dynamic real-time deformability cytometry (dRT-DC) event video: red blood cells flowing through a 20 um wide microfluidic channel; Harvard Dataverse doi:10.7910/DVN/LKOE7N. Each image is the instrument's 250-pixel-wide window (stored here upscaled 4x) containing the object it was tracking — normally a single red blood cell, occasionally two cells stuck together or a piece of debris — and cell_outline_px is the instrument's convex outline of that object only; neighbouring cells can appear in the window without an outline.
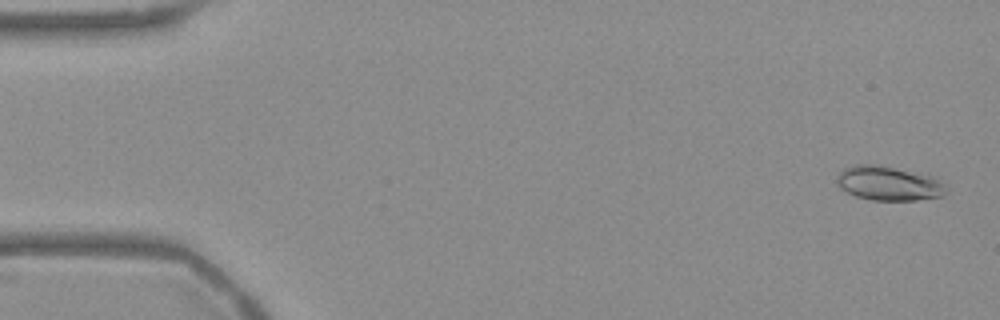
{"species": "Egyptian fruit bat (a non-hibernating species)", "species_latin": "Rousettus aegyptiacus", "temperature_condition": "warm", "stored_images_in_passage": 53, "camera_frame_rate_fps": 3000, "um_per_image_px": 0.085, "frame": {"image": 1, "passage_image": 2, "time_ms": 0.333, "image_size_px": [1000, 320], "cell_outline_px": [[948, 192], [944, 196], [916, 200], [872, 200], [856, 196], [840, 188], [836, 184], [836, 176], [844, 168], [856, 164], [880, 164], [920, 172], [932, 176], [940, 180], [944, 184]], "centroid_in_image_um": [75.55, 15.57], "position_along_channel_um": 9.4, "area_um2": 22.31}}
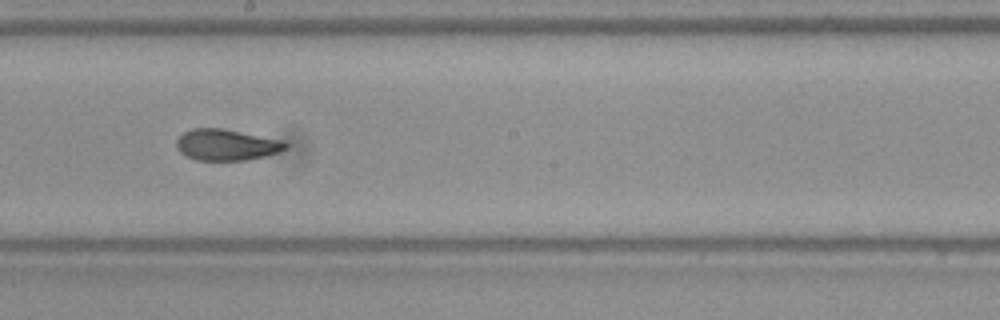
{"frame": {"image": 2, "passage_image": 30, "time_ms": 9.667, "image_size_px": [1000, 320], "cell_outline_px": [[288, 148], [280, 152], [264, 156], [244, 160], [196, 160], [180, 152], [176, 144], [176, 140], [184, 132], [192, 128], [224, 128], [284, 140], [288, 144]], "centroid_in_image_um": [19.29, 12.29], "position_along_channel_um": 228.9, "area_um2": 19.94}}
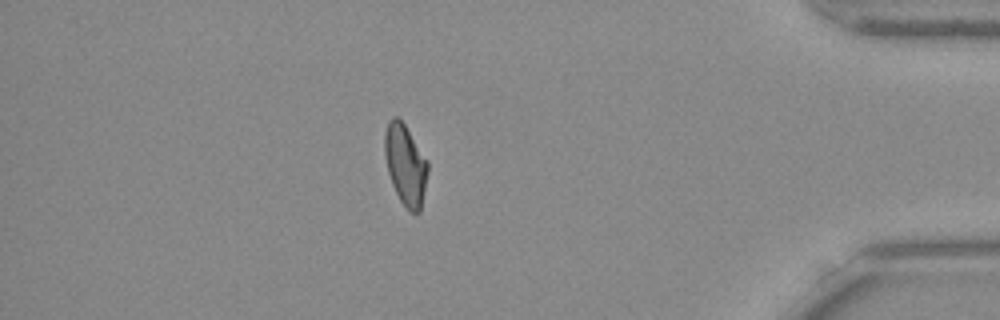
{"frame": {"image": 3, "passage_image": 47, "time_ms": 15.333, "image_size_px": [1000, 320], "cell_outline_px": [[428, 172], [420, 212], [408, 212], [400, 200], [392, 184], [388, 172], [384, 152], [384, 132], [388, 120], [392, 116], [396, 116], [404, 124], [428, 160]], "centroid_in_image_um": [34.45, 13.99], "position_along_channel_um": 400.7, "area_um2": 20.35}, "authors_computed_cell_mechanics": {"area_um2": 20.4034, "velocity_mm_per_s": 3.7657, "shape_relaxation_time_tau1_ms": 5.2259, "shape_relaxation_time_tau2_ms": 2.0612, "deformation_change_tau1": 0.157, "deformation_change_tau2": 0.0706}}